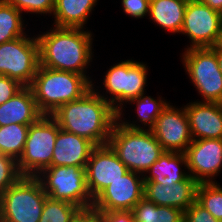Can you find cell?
I'll list each match as a JSON object with an SVG mask.
<instances>
[{
  "mask_svg": "<svg viewBox=\"0 0 222 222\" xmlns=\"http://www.w3.org/2000/svg\"><path fill=\"white\" fill-rule=\"evenodd\" d=\"M94 88L92 83L81 98L61 105L51 116L59 128L102 146L108 143L117 112Z\"/></svg>",
  "mask_w": 222,
  "mask_h": 222,
  "instance_id": "6da1fadb",
  "label": "cell"
},
{
  "mask_svg": "<svg viewBox=\"0 0 222 222\" xmlns=\"http://www.w3.org/2000/svg\"><path fill=\"white\" fill-rule=\"evenodd\" d=\"M92 35L91 31L82 28L59 27L38 34L39 65L81 74L93 83L86 72L94 55Z\"/></svg>",
  "mask_w": 222,
  "mask_h": 222,
  "instance_id": "7a4b0ae2",
  "label": "cell"
},
{
  "mask_svg": "<svg viewBox=\"0 0 222 222\" xmlns=\"http://www.w3.org/2000/svg\"><path fill=\"white\" fill-rule=\"evenodd\" d=\"M30 88L38 110L52 115L61 105L81 98L92 83L84 75L39 65Z\"/></svg>",
  "mask_w": 222,
  "mask_h": 222,
  "instance_id": "3957f363",
  "label": "cell"
},
{
  "mask_svg": "<svg viewBox=\"0 0 222 222\" xmlns=\"http://www.w3.org/2000/svg\"><path fill=\"white\" fill-rule=\"evenodd\" d=\"M107 144L130 171L142 175L165 152L151 130L130 129L118 119Z\"/></svg>",
  "mask_w": 222,
  "mask_h": 222,
  "instance_id": "277c9868",
  "label": "cell"
},
{
  "mask_svg": "<svg viewBox=\"0 0 222 222\" xmlns=\"http://www.w3.org/2000/svg\"><path fill=\"white\" fill-rule=\"evenodd\" d=\"M47 197L37 177L22 176L0 194V220L39 222Z\"/></svg>",
  "mask_w": 222,
  "mask_h": 222,
  "instance_id": "5b68a950",
  "label": "cell"
},
{
  "mask_svg": "<svg viewBox=\"0 0 222 222\" xmlns=\"http://www.w3.org/2000/svg\"><path fill=\"white\" fill-rule=\"evenodd\" d=\"M58 132V122L51 115H42L30 124L23 153L17 160L22 176L37 177L50 167Z\"/></svg>",
  "mask_w": 222,
  "mask_h": 222,
  "instance_id": "8992f818",
  "label": "cell"
},
{
  "mask_svg": "<svg viewBox=\"0 0 222 222\" xmlns=\"http://www.w3.org/2000/svg\"><path fill=\"white\" fill-rule=\"evenodd\" d=\"M147 75L146 64L132 59L121 61L110 66L102 82L110 97L100 94L99 91L97 93L112 106L117 114H122L124 102L128 103L145 93Z\"/></svg>",
  "mask_w": 222,
  "mask_h": 222,
  "instance_id": "52a82bcc",
  "label": "cell"
},
{
  "mask_svg": "<svg viewBox=\"0 0 222 222\" xmlns=\"http://www.w3.org/2000/svg\"><path fill=\"white\" fill-rule=\"evenodd\" d=\"M37 178L49 198L72 203L81 210L92 209L94 200L88 191L85 168L48 167Z\"/></svg>",
  "mask_w": 222,
  "mask_h": 222,
  "instance_id": "ba28073f",
  "label": "cell"
},
{
  "mask_svg": "<svg viewBox=\"0 0 222 222\" xmlns=\"http://www.w3.org/2000/svg\"><path fill=\"white\" fill-rule=\"evenodd\" d=\"M182 62L185 73L191 79L195 90L202 96V102L220 103L222 100V72L219 69L214 47L185 48Z\"/></svg>",
  "mask_w": 222,
  "mask_h": 222,
  "instance_id": "9c48e42d",
  "label": "cell"
},
{
  "mask_svg": "<svg viewBox=\"0 0 222 222\" xmlns=\"http://www.w3.org/2000/svg\"><path fill=\"white\" fill-rule=\"evenodd\" d=\"M38 67L37 37H30L26 34L0 44V75L13 78L23 86H30Z\"/></svg>",
  "mask_w": 222,
  "mask_h": 222,
  "instance_id": "30bf717a",
  "label": "cell"
},
{
  "mask_svg": "<svg viewBox=\"0 0 222 222\" xmlns=\"http://www.w3.org/2000/svg\"><path fill=\"white\" fill-rule=\"evenodd\" d=\"M222 25V14L201 0H188L180 34L191 41L187 48L214 47Z\"/></svg>",
  "mask_w": 222,
  "mask_h": 222,
  "instance_id": "8fae6325",
  "label": "cell"
},
{
  "mask_svg": "<svg viewBox=\"0 0 222 222\" xmlns=\"http://www.w3.org/2000/svg\"><path fill=\"white\" fill-rule=\"evenodd\" d=\"M143 197V175L129 170L94 199L92 209L98 212L131 211Z\"/></svg>",
  "mask_w": 222,
  "mask_h": 222,
  "instance_id": "7c38bea8",
  "label": "cell"
},
{
  "mask_svg": "<svg viewBox=\"0 0 222 222\" xmlns=\"http://www.w3.org/2000/svg\"><path fill=\"white\" fill-rule=\"evenodd\" d=\"M151 131L168 152L185 153L193 141L185 106L178 109L168 103Z\"/></svg>",
  "mask_w": 222,
  "mask_h": 222,
  "instance_id": "4fadbf2b",
  "label": "cell"
},
{
  "mask_svg": "<svg viewBox=\"0 0 222 222\" xmlns=\"http://www.w3.org/2000/svg\"><path fill=\"white\" fill-rule=\"evenodd\" d=\"M128 171L108 144L96 146L85 167L87 187L93 200Z\"/></svg>",
  "mask_w": 222,
  "mask_h": 222,
  "instance_id": "5bb4252c",
  "label": "cell"
},
{
  "mask_svg": "<svg viewBox=\"0 0 222 222\" xmlns=\"http://www.w3.org/2000/svg\"><path fill=\"white\" fill-rule=\"evenodd\" d=\"M185 155L193 179L198 183L216 182L214 177L222 170V139L193 140Z\"/></svg>",
  "mask_w": 222,
  "mask_h": 222,
  "instance_id": "9a60e30c",
  "label": "cell"
},
{
  "mask_svg": "<svg viewBox=\"0 0 222 222\" xmlns=\"http://www.w3.org/2000/svg\"><path fill=\"white\" fill-rule=\"evenodd\" d=\"M198 182L189 176L178 183L144 181V197L158 206L178 208L185 212L196 201Z\"/></svg>",
  "mask_w": 222,
  "mask_h": 222,
  "instance_id": "2e32d148",
  "label": "cell"
},
{
  "mask_svg": "<svg viewBox=\"0 0 222 222\" xmlns=\"http://www.w3.org/2000/svg\"><path fill=\"white\" fill-rule=\"evenodd\" d=\"M191 135L197 139H222V106L216 102H190L185 106Z\"/></svg>",
  "mask_w": 222,
  "mask_h": 222,
  "instance_id": "e0dca14e",
  "label": "cell"
},
{
  "mask_svg": "<svg viewBox=\"0 0 222 222\" xmlns=\"http://www.w3.org/2000/svg\"><path fill=\"white\" fill-rule=\"evenodd\" d=\"M95 147L91 141L59 128L50 167L77 166L85 168Z\"/></svg>",
  "mask_w": 222,
  "mask_h": 222,
  "instance_id": "ac0fdd59",
  "label": "cell"
},
{
  "mask_svg": "<svg viewBox=\"0 0 222 222\" xmlns=\"http://www.w3.org/2000/svg\"><path fill=\"white\" fill-rule=\"evenodd\" d=\"M42 115L37 108L32 89L30 86H24L7 102L0 105V126L30 125Z\"/></svg>",
  "mask_w": 222,
  "mask_h": 222,
  "instance_id": "d6986e66",
  "label": "cell"
},
{
  "mask_svg": "<svg viewBox=\"0 0 222 222\" xmlns=\"http://www.w3.org/2000/svg\"><path fill=\"white\" fill-rule=\"evenodd\" d=\"M182 165L187 168L185 153L165 151L159 159L143 175L144 181L157 183H178L187 179L189 172L182 170ZM149 175L147 176V174Z\"/></svg>",
  "mask_w": 222,
  "mask_h": 222,
  "instance_id": "ffe728a7",
  "label": "cell"
},
{
  "mask_svg": "<svg viewBox=\"0 0 222 222\" xmlns=\"http://www.w3.org/2000/svg\"><path fill=\"white\" fill-rule=\"evenodd\" d=\"M98 0H55L54 27L84 28Z\"/></svg>",
  "mask_w": 222,
  "mask_h": 222,
  "instance_id": "44dd1931",
  "label": "cell"
},
{
  "mask_svg": "<svg viewBox=\"0 0 222 222\" xmlns=\"http://www.w3.org/2000/svg\"><path fill=\"white\" fill-rule=\"evenodd\" d=\"M188 0H150L149 19L168 32L179 33Z\"/></svg>",
  "mask_w": 222,
  "mask_h": 222,
  "instance_id": "7402d4cb",
  "label": "cell"
},
{
  "mask_svg": "<svg viewBox=\"0 0 222 222\" xmlns=\"http://www.w3.org/2000/svg\"><path fill=\"white\" fill-rule=\"evenodd\" d=\"M158 98L156 100L154 97L152 98L151 96H145L143 93L138 98L130 100L128 104L135 103L137 106L136 113L138 117L136 123L135 121H132V123L131 121L128 122L125 120V118L122 120L123 115H125L123 113L117 114L118 121L130 129L151 130L155 126L156 119L159 117L162 110L168 105V102L163 100L162 97L159 96ZM139 122H141V124L143 123V127L137 124ZM146 126H148V128Z\"/></svg>",
  "mask_w": 222,
  "mask_h": 222,
  "instance_id": "603a6c76",
  "label": "cell"
},
{
  "mask_svg": "<svg viewBox=\"0 0 222 222\" xmlns=\"http://www.w3.org/2000/svg\"><path fill=\"white\" fill-rule=\"evenodd\" d=\"M135 222H184V212L178 208L158 206L143 197L131 210Z\"/></svg>",
  "mask_w": 222,
  "mask_h": 222,
  "instance_id": "cb8c5ba5",
  "label": "cell"
},
{
  "mask_svg": "<svg viewBox=\"0 0 222 222\" xmlns=\"http://www.w3.org/2000/svg\"><path fill=\"white\" fill-rule=\"evenodd\" d=\"M22 13L11 4L0 0V44L25 36Z\"/></svg>",
  "mask_w": 222,
  "mask_h": 222,
  "instance_id": "d4e9b609",
  "label": "cell"
},
{
  "mask_svg": "<svg viewBox=\"0 0 222 222\" xmlns=\"http://www.w3.org/2000/svg\"><path fill=\"white\" fill-rule=\"evenodd\" d=\"M30 125L10 124L0 126V154L18 160L23 153Z\"/></svg>",
  "mask_w": 222,
  "mask_h": 222,
  "instance_id": "484cf974",
  "label": "cell"
},
{
  "mask_svg": "<svg viewBox=\"0 0 222 222\" xmlns=\"http://www.w3.org/2000/svg\"><path fill=\"white\" fill-rule=\"evenodd\" d=\"M196 201L215 219L222 220V186L219 183H198Z\"/></svg>",
  "mask_w": 222,
  "mask_h": 222,
  "instance_id": "4316f807",
  "label": "cell"
},
{
  "mask_svg": "<svg viewBox=\"0 0 222 222\" xmlns=\"http://www.w3.org/2000/svg\"><path fill=\"white\" fill-rule=\"evenodd\" d=\"M80 211L72 203L47 197L39 222H72Z\"/></svg>",
  "mask_w": 222,
  "mask_h": 222,
  "instance_id": "83f0119b",
  "label": "cell"
},
{
  "mask_svg": "<svg viewBox=\"0 0 222 222\" xmlns=\"http://www.w3.org/2000/svg\"><path fill=\"white\" fill-rule=\"evenodd\" d=\"M21 177L17 160L11 156L0 154V194L16 183Z\"/></svg>",
  "mask_w": 222,
  "mask_h": 222,
  "instance_id": "f1b7e54d",
  "label": "cell"
},
{
  "mask_svg": "<svg viewBox=\"0 0 222 222\" xmlns=\"http://www.w3.org/2000/svg\"><path fill=\"white\" fill-rule=\"evenodd\" d=\"M6 3L11 4L21 13L27 12L31 14H53L55 0H4Z\"/></svg>",
  "mask_w": 222,
  "mask_h": 222,
  "instance_id": "f546056e",
  "label": "cell"
},
{
  "mask_svg": "<svg viewBox=\"0 0 222 222\" xmlns=\"http://www.w3.org/2000/svg\"><path fill=\"white\" fill-rule=\"evenodd\" d=\"M123 11L133 18H144L149 14L150 0H121Z\"/></svg>",
  "mask_w": 222,
  "mask_h": 222,
  "instance_id": "4dcf8cb0",
  "label": "cell"
},
{
  "mask_svg": "<svg viewBox=\"0 0 222 222\" xmlns=\"http://www.w3.org/2000/svg\"><path fill=\"white\" fill-rule=\"evenodd\" d=\"M184 222H220L195 201L185 212Z\"/></svg>",
  "mask_w": 222,
  "mask_h": 222,
  "instance_id": "1f68e13d",
  "label": "cell"
},
{
  "mask_svg": "<svg viewBox=\"0 0 222 222\" xmlns=\"http://www.w3.org/2000/svg\"><path fill=\"white\" fill-rule=\"evenodd\" d=\"M23 87L17 80L0 75V105L7 102Z\"/></svg>",
  "mask_w": 222,
  "mask_h": 222,
  "instance_id": "d6a6232c",
  "label": "cell"
},
{
  "mask_svg": "<svg viewBox=\"0 0 222 222\" xmlns=\"http://www.w3.org/2000/svg\"><path fill=\"white\" fill-rule=\"evenodd\" d=\"M99 222H135L131 211L98 212Z\"/></svg>",
  "mask_w": 222,
  "mask_h": 222,
  "instance_id": "836d02e7",
  "label": "cell"
},
{
  "mask_svg": "<svg viewBox=\"0 0 222 222\" xmlns=\"http://www.w3.org/2000/svg\"><path fill=\"white\" fill-rule=\"evenodd\" d=\"M72 222H99L98 211L93 209L81 210Z\"/></svg>",
  "mask_w": 222,
  "mask_h": 222,
  "instance_id": "e575fe53",
  "label": "cell"
},
{
  "mask_svg": "<svg viewBox=\"0 0 222 222\" xmlns=\"http://www.w3.org/2000/svg\"><path fill=\"white\" fill-rule=\"evenodd\" d=\"M206 6L211 9L222 13V0H201Z\"/></svg>",
  "mask_w": 222,
  "mask_h": 222,
  "instance_id": "d590c367",
  "label": "cell"
},
{
  "mask_svg": "<svg viewBox=\"0 0 222 222\" xmlns=\"http://www.w3.org/2000/svg\"><path fill=\"white\" fill-rule=\"evenodd\" d=\"M215 54H216V57H217V62H218L219 69L222 72V50H219L215 47Z\"/></svg>",
  "mask_w": 222,
  "mask_h": 222,
  "instance_id": "8d00e7d4",
  "label": "cell"
},
{
  "mask_svg": "<svg viewBox=\"0 0 222 222\" xmlns=\"http://www.w3.org/2000/svg\"><path fill=\"white\" fill-rule=\"evenodd\" d=\"M215 47L219 50H222V25L220 28L219 36H218L217 42L215 44Z\"/></svg>",
  "mask_w": 222,
  "mask_h": 222,
  "instance_id": "74e56055",
  "label": "cell"
}]
</instances>
